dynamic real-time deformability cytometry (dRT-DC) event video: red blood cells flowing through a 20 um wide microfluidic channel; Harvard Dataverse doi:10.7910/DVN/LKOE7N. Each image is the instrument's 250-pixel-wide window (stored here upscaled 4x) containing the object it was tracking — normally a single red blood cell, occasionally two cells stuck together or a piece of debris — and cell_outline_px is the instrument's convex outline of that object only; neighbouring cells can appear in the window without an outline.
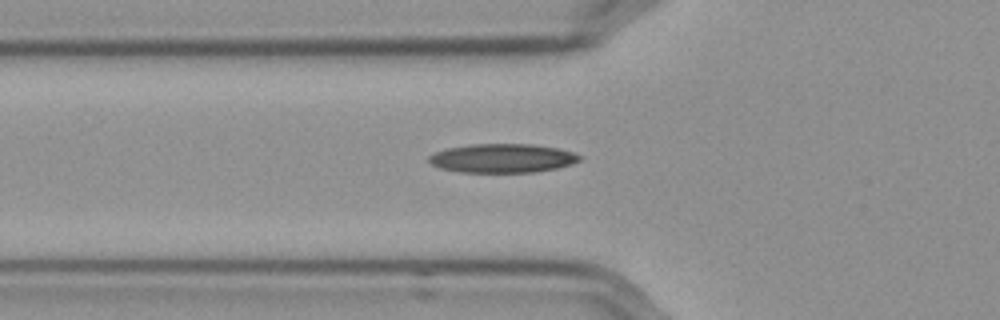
{"species": "Egyptian fruit bat (a non-hibernating species)", "species_latin": "Rousettus aegyptiacus", "temperature_condition": "cold", "stored_images_in_passage": 35, "camera_frame_rate_fps": 3000, "um_per_image_px": 0.085, "frame": {"image": 1, "passage_image": 3, "time_ms": 0.667, "image_size_px": [1000, 320], "cell_outline_px": [[580, 160], [572, 164], [556, 168], [536, 172], [460, 172], [440, 168], [432, 164], [428, 160], [428, 156], [436, 152], [448, 148], [468, 144], [532, 144], [556, 148], [572, 152], [580, 156]], "centroid_in_image_um": [42.69, 13.45], "position_along_channel_um": 83.1, "area_um2": 25.26}}
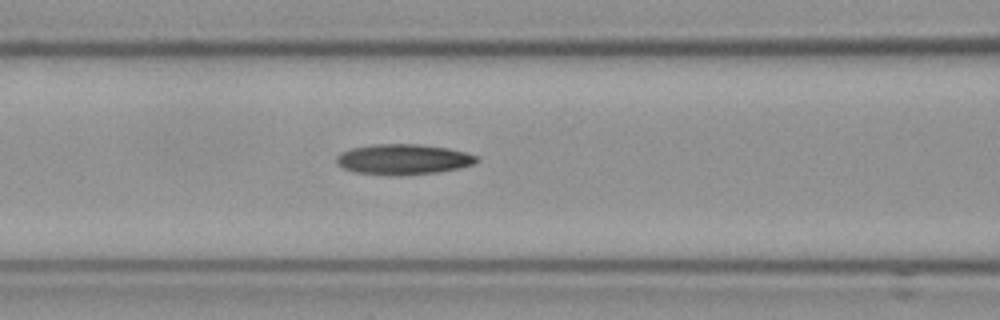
{"frame": {"image": 2, "passage_image": 7, "time_ms": 2.0, "image_size_px": [1000, 320], "cell_outline_px": [[480, 160], [472, 164], [460, 168], [436, 172], [400, 176], [388, 176], [352, 172], [336, 164], [336, 156], [340, 152], [352, 148], [372, 144], [416, 144], [448, 148], [464, 152], [476, 156]], "centroid_in_image_um": [34.22, 13.56], "position_along_channel_um": 132.4, "area_um2": 25.09}}
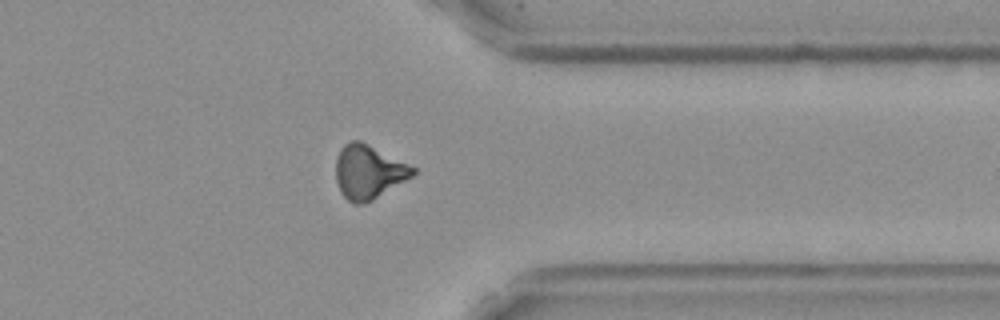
{"frame": {"image": 3, "passage_image": 28, "time_ms": 9.0, "image_size_px": [1000, 320], "cell_outline_px": [[416, 172], [412, 176], [372, 200], [364, 204], [352, 204], [340, 192], [336, 180], [336, 156], [340, 148], [344, 144], [352, 140], [360, 140], [416, 168]], "centroid_in_image_um": [31.28, 14.61], "position_along_channel_um": 380.1, "area_um2": 24.04}}